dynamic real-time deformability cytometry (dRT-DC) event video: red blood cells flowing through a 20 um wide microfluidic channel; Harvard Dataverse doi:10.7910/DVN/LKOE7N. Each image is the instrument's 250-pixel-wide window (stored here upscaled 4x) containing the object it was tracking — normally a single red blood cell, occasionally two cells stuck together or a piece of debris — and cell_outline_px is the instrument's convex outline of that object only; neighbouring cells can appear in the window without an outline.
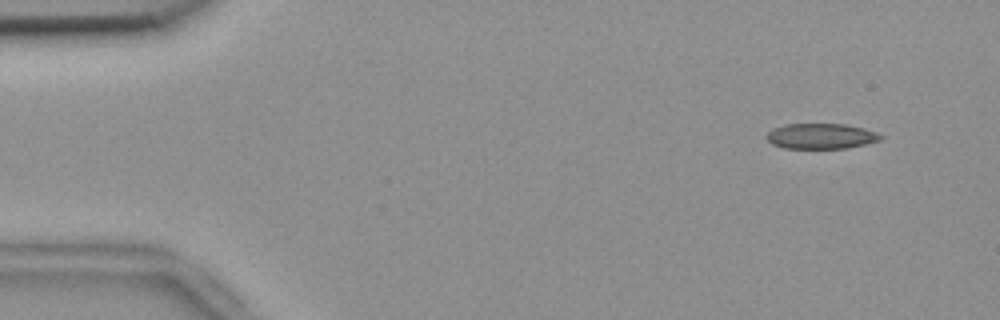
{"species": "common noctule bat (a hibernating species)", "species_latin": "Nyctalus noctula", "temperature_condition": "room temperature", "stored_images_in_passage": 55, "camera_frame_rate_fps": 3000, "um_per_image_px": 0.085, "animal": {"sex": "female", "body_mass_g": 18.4}, "frame": {"image": 1, "passage_image": 5, "time_ms": 1.333, "image_size_px": [1000, 320], "cell_outline_px": [[884, 136], [880, 140], [848, 148], [784, 148], [772, 144], [764, 136], [772, 128], [784, 124], [844, 124], [864, 128], [876, 132]], "centroid_in_image_um": [69.76, 11.57], "position_along_channel_um": 15.2, "area_um2": 16.94}}
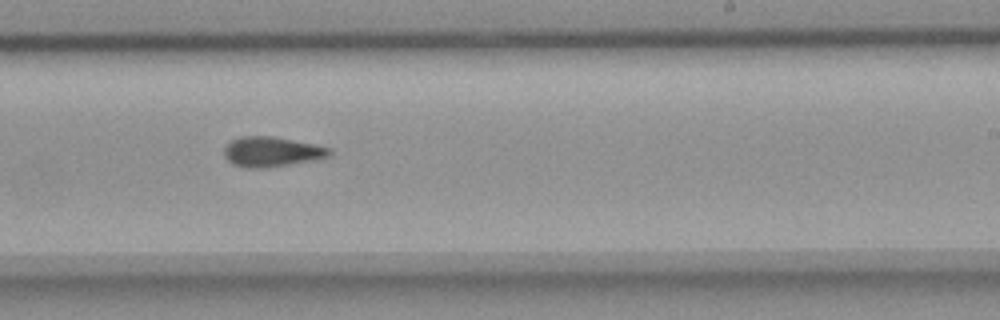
{"frame": {"image": 2, "passage_image": 34, "time_ms": 11.0, "image_size_px": [1000, 320], "cell_outline_px": [[332, 156], [320, 160], [268, 168], [248, 168], [232, 164], [224, 156], [224, 148], [232, 140], [240, 136], [272, 136], [316, 144], [332, 148]], "centroid_in_image_um": [23.17, 12.91], "position_along_channel_um": 265.8, "area_um2": 18.9}}
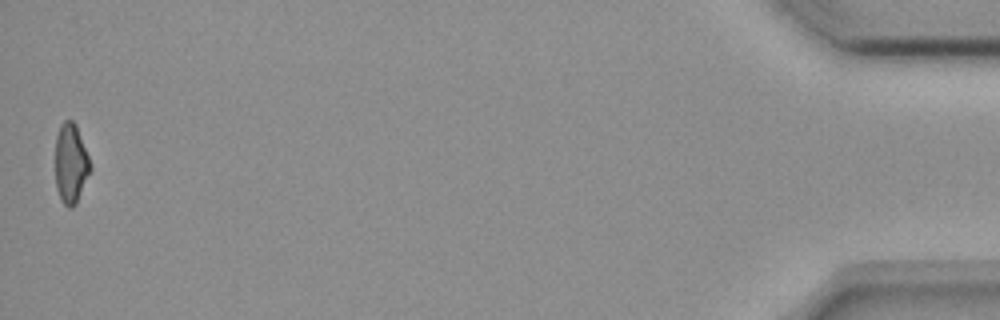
{"frame": {"image": 3, "passage_image": 55, "time_ms": 18.0, "image_size_px": [1000, 320], "cell_outline_px": [[92, 168], [76, 204], [72, 208], [68, 208], [60, 200], [56, 188], [56, 136], [60, 124], [64, 120], [72, 120], [76, 124], [92, 164]], "centroid_in_image_um": [6.03, 13.9], "position_along_channel_um": 429.2, "area_um2": 16.47}, "authors_computed_cell_mechanics": {"area_um2": 17.5712, "velocity_mm_per_s": 3.686, "shape_relaxation_time_tau1_ms": 10.9084, "shape_relaxation_time_tau2_ms": 5.5486, "deformation_change_tau1": 0.1811, "deformation_change_tau2": 0.1202}}